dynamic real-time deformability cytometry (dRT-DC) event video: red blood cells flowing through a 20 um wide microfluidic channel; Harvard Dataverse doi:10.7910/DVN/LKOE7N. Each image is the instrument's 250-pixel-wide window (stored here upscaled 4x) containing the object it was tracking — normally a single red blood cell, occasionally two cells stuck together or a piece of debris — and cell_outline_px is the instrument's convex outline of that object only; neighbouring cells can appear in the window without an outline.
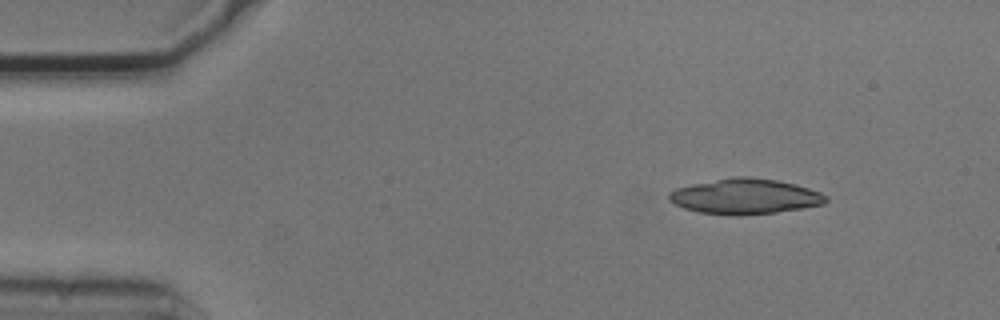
{"species": "common noctule bat (a hibernating species)", "species_latin": "Nyctalus noctula", "temperature_condition": "cold", "stored_images_in_passage": 4, "camera_frame_rate_fps": 3000, "um_per_image_px": 0.085, "animal": {"sex": "male", "body_mass_g": 20.5, "forearm_length_mm": 52.5}, "frame": {"image": 1, "passage_image": 2, "time_ms": 0.333, "image_size_px": [1000, 320], "cell_outline_px": [[828, 200], [824, 204], [776, 212], [736, 216], [732, 216], [700, 212], [684, 208], [668, 200], [668, 192], [676, 188], [692, 184], [732, 176], [748, 176], [776, 180], [796, 184], [820, 192], [828, 196]], "centroid_in_image_um": [63.32, 16.69], "position_along_channel_um": 21.7, "area_um2": 32.43}}